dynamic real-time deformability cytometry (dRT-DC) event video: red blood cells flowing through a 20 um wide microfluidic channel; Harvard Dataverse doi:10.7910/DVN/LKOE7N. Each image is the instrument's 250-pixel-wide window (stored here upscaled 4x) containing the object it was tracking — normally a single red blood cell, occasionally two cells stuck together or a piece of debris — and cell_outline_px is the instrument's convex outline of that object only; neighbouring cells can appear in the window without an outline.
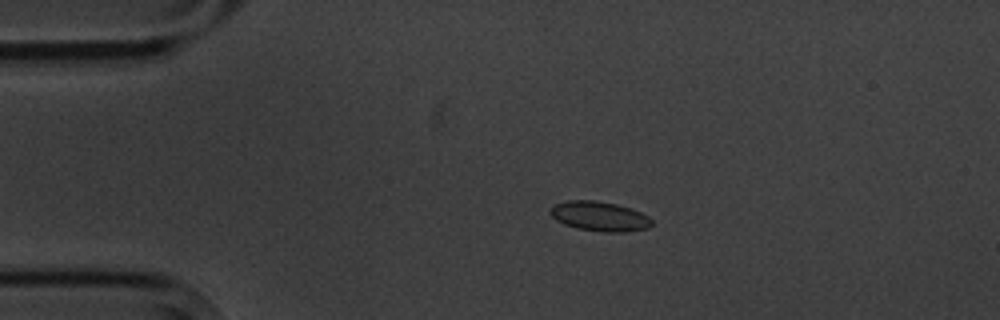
{"species": "common noctule bat (a hibernating species)", "species_latin": "Nyctalus noctula", "temperature_condition": "cold", "stored_images_in_passage": 5, "camera_frame_rate_fps": 3000, "um_per_image_px": 0.085, "animal": {"sex": "male", "body_mass_g": 20.1, "forearm_length_mm": 53.5}, "frame": {"image": 1, "passage_image": 3, "time_ms": 2.333, "image_size_px": [1000, 320], "cell_outline_px": [[652, 224], [648, 228], [624, 232], [604, 232], [576, 228], [564, 224], [556, 220], [548, 212], [556, 204], [568, 200], [596, 200], [616, 204], [632, 208], [648, 216], [652, 220]], "centroid_in_image_um": [50.97, 18.38], "position_along_channel_um": 34.0, "area_um2": 17.57}}
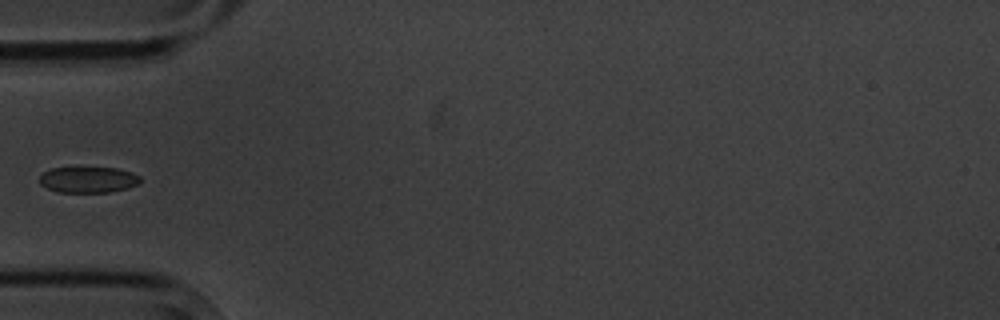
{"frame": {"image": 2, "passage_image": 5, "time_ms": 4.667, "image_size_px": [1000, 320], "cell_outline_px": [[140, 184], [128, 188], [108, 192], [56, 192], [40, 184], [40, 176], [44, 172], [52, 168], [116, 168], [132, 172], [140, 176]], "centroid_in_image_um": [7.52, 15.28], "position_along_channel_um": 77.5, "area_um2": 15.2}}